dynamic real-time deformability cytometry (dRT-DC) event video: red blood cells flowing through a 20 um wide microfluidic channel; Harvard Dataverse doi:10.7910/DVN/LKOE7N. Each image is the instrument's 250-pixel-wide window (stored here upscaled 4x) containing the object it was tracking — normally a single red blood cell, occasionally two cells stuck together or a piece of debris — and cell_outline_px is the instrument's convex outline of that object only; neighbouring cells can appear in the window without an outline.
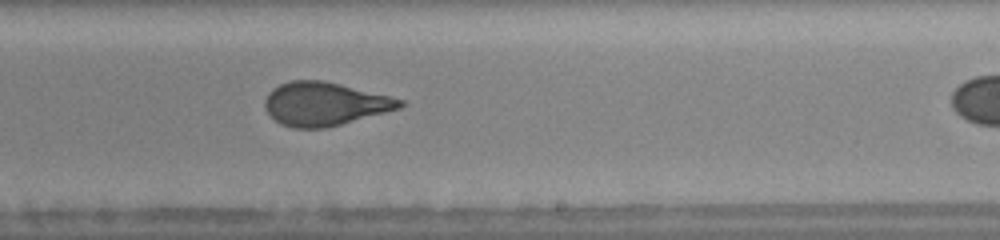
{"species": "human", "species_latin": "Homo sapiens", "temperature_condition": "warm", "stored_images_in_passage": 26, "camera_frame_rate_fps": 3000, "um_per_image_px": 0.085, "donor": {"sex": "female"}, "frame": {"image": 1, "passage_image": 15, "time_ms": 4.667, "image_size_px": [1000, 240], "cell_outline_px": [[404, 104], [400, 108], [340, 124], [324, 128], [296, 128], [280, 124], [264, 108], [264, 100], [268, 92], [272, 88], [280, 84], [292, 80], [324, 80], [404, 100]], "centroid_in_image_um": [27.54, 8.82], "position_along_channel_um": 261.5, "area_um2": 33.81}}